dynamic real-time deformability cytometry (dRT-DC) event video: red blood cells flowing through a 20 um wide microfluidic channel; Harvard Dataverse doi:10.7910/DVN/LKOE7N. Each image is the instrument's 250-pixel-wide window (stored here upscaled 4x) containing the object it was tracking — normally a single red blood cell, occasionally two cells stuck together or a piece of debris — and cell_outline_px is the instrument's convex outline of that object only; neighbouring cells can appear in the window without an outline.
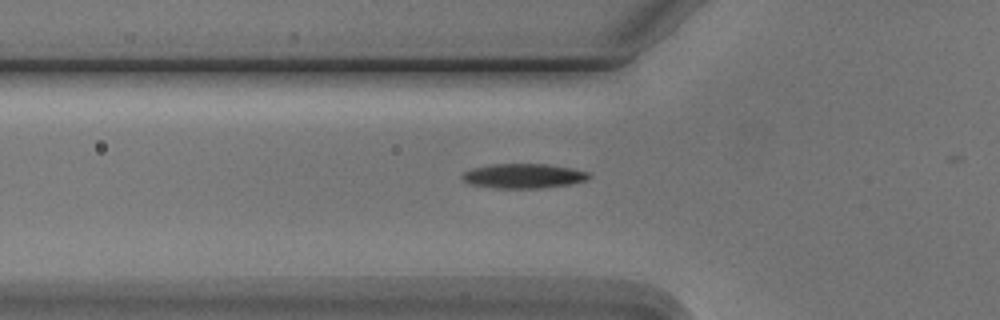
{"species": "Egyptian fruit bat (a non-hibernating species)", "species_latin": "Rousettus aegyptiacus", "temperature_condition": "cold", "stored_images_in_passage": 5, "camera_frame_rate_fps": 3000, "um_per_image_px": 0.085, "animal": {"sex": "male"}, "frame": {"image": 1, "passage_image": 5, "time_ms": 5.333, "image_size_px": [1000, 320], "cell_outline_px": [[592, 176], [588, 180], [572, 184], [544, 188], [496, 188], [468, 184], [460, 176], [464, 172], [472, 168], [492, 164], [544, 164], [568, 168], [588, 172]], "centroid_in_image_um": [44.49, 14.97], "position_along_channel_um": 81.3, "area_um2": 18.21}}